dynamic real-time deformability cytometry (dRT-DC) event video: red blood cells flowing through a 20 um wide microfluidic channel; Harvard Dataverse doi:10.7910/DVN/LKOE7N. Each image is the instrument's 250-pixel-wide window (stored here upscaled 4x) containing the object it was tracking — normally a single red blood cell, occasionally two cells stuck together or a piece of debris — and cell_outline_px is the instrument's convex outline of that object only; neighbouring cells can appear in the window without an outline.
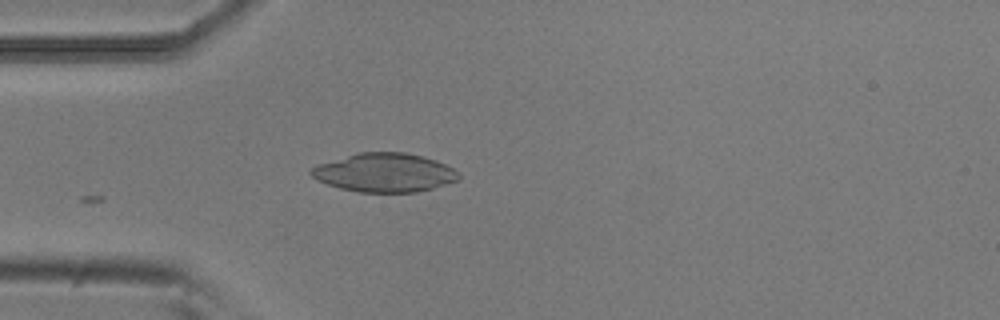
{"species": "common noctule bat (a hibernating species)", "species_latin": "Nyctalus noctula", "temperature_condition": "room temperature", "stored_images_in_passage": 54, "camera_frame_rate_fps": 3000, "um_per_image_px": 0.085, "animal": {"sex": "male", "body_mass_g": 20.5, "forearm_length_mm": 52.5}, "frame": {"image": 1, "passage_image": 15, "time_ms": 4.667, "image_size_px": [1000, 320], "cell_outline_px": [[460, 176], [456, 180], [428, 188], [412, 192], [360, 192], [328, 184], [312, 176], [312, 168], [320, 164], [360, 152], [404, 152], [420, 156], [444, 164], [452, 168]], "centroid_in_image_um": [32.67, 14.66], "position_along_channel_um": 52.3, "area_um2": 32.08}}
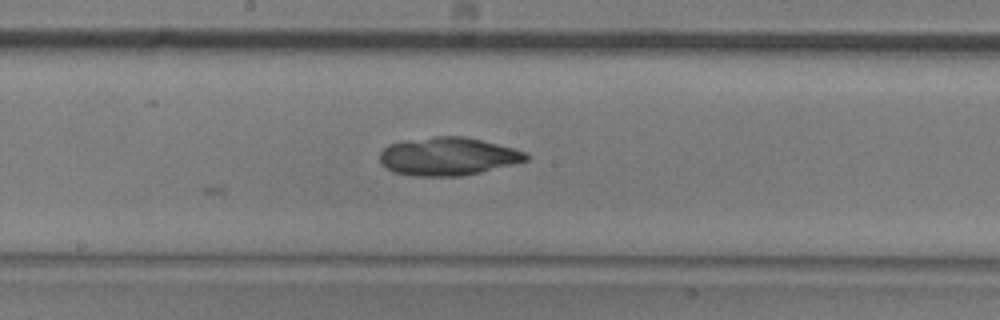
{"frame": {"image": 2, "passage_image": 28, "time_ms": 9.0, "image_size_px": [1000, 320], "cell_outline_px": [[528, 160], [460, 176], [424, 176], [396, 172], [388, 168], [380, 160], [380, 152], [384, 148], [392, 144], [436, 136], [460, 136], [480, 140], [512, 148], [524, 152], [528, 156]], "centroid_in_image_um": [38.08, 13.29], "position_along_channel_um": 210.1, "area_um2": 31.27}}
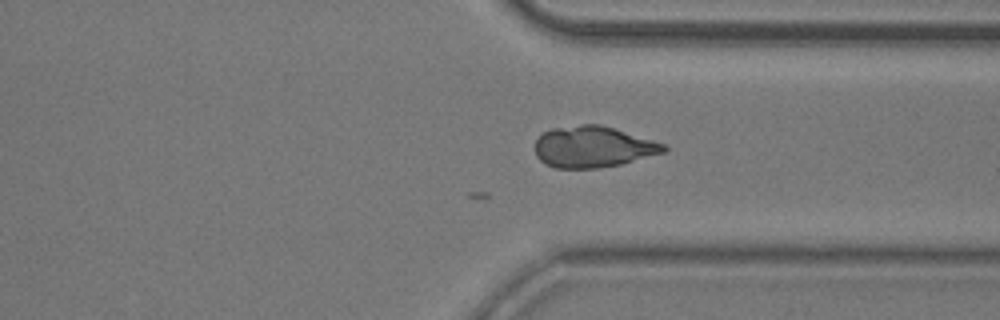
{"frame": {"image": 3, "passage_image": 40, "time_ms": 13.0, "image_size_px": [1000, 320], "cell_outline_px": [[668, 148], [664, 152], [620, 164], [596, 168], [556, 168], [540, 160], [536, 156], [536, 140], [544, 132], [552, 128], [580, 124], [600, 124], [664, 144]], "centroid_in_image_um": [50.38, 12.48], "position_along_channel_um": 361.0, "area_um2": 30.46}}